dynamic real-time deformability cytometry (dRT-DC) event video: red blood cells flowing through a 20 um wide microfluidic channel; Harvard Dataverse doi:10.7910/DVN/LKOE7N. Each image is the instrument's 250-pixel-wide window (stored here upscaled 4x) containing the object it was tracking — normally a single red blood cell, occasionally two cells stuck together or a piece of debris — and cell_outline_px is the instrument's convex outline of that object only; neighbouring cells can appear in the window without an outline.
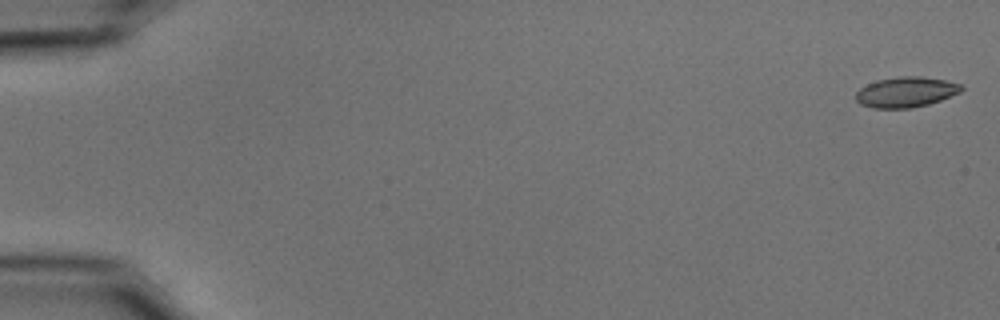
{"species": "common noctule bat (a hibernating species)", "species_latin": "Nyctalus noctula", "temperature_condition": "cold", "stored_images_in_passage": 54, "camera_frame_rate_fps": 3000, "um_per_image_px": 0.085, "animal": {"sex": "male", "body_mass_g": 15.6}, "frame": {"image": 1, "passage_image": 1, "time_ms": 0.0, "image_size_px": [1000, 320], "cell_outline_px": [[964, 88], [960, 92], [940, 100], [928, 104], [912, 108], [872, 108], [860, 104], [856, 100], [856, 92], [860, 88], [876, 80], [900, 76], [920, 76], [944, 80], [960, 84]], "centroid_in_image_um": [76.98, 7.83], "position_along_channel_um": 8.0, "area_um2": 18.61}}
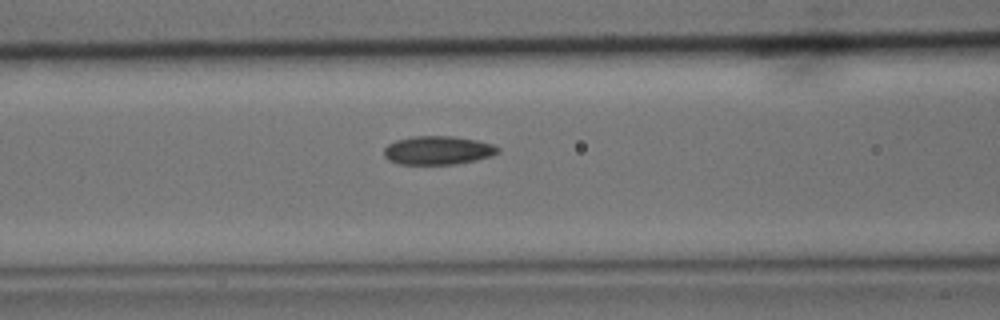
{"frame": {"image": 2, "passage_image": 23, "time_ms": 7.333, "image_size_px": [1000, 320], "cell_outline_px": [[500, 152], [492, 156], [476, 160], [456, 164], [400, 164], [388, 160], [384, 156], [384, 148], [388, 144], [396, 140], [412, 136], [452, 136], [476, 140], [492, 144], [500, 148]], "centroid_in_image_um": [37.22, 12.78], "position_along_channel_um": 129.4, "area_um2": 19.07}}
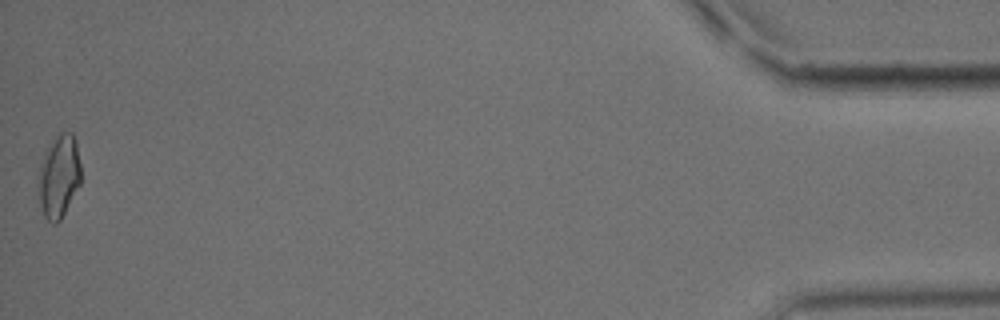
{"frame": {"image": 3, "passage_image": 54, "time_ms": 17.667, "image_size_px": [1000, 320], "cell_outline_px": [[80, 184], [60, 220], [56, 224], [52, 224], [44, 216], [40, 204], [40, 164], [44, 148], [60, 132], [72, 132], [76, 144], [80, 164]], "centroid_in_image_um": [5.01, 14.96], "position_along_channel_um": 430.2, "area_um2": 20.29}, "authors_computed_cell_mechanics": {"area_um2": 18.7561, "velocity_mm_per_s": 3.748, "shape_relaxation_time_tau1_ms": 8.3119, "shape_relaxation_time_tau2_ms": 2.4984, "deformation_change_tau1": 0.1631, "deformation_change_tau2": 0.0809}}